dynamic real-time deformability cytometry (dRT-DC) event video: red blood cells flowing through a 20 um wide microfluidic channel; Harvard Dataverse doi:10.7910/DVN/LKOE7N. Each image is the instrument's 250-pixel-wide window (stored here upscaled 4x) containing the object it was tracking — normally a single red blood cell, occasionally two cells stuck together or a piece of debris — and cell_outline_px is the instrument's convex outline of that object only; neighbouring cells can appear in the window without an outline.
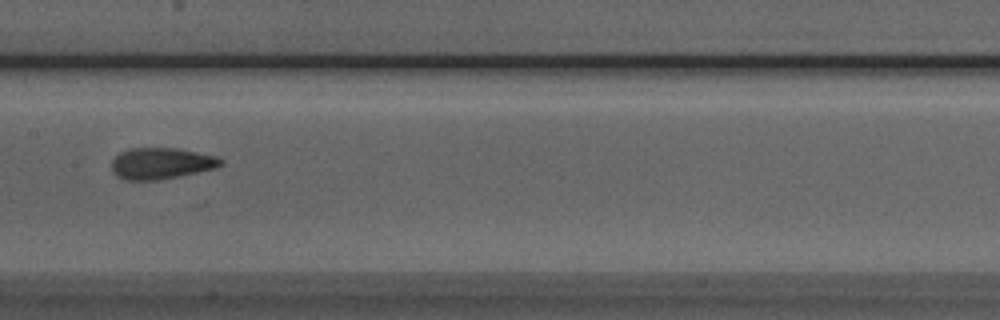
{"species": "Egyptian fruit bat (a non-hibernating species)", "species_latin": "Rousettus aegyptiacus", "temperature_condition": "room temperature", "stored_images_in_passage": 7, "camera_frame_rate_fps": 3000, "um_per_image_px": 0.085, "animal": {"sex": "male"}, "frame": {"image": 1, "passage_image": 7, "time_ms": 7.667, "image_size_px": [1000, 320], "cell_outline_px": [[224, 164], [216, 168], [156, 180], [124, 180], [116, 176], [112, 172], [112, 160], [120, 152], [128, 148], [176, 148], [216, 156], [224, 160]], "centroid_in_image_um": [13.68, 13.88], "position_along_channel_um": 193.7, "area_um2": 19.88}}